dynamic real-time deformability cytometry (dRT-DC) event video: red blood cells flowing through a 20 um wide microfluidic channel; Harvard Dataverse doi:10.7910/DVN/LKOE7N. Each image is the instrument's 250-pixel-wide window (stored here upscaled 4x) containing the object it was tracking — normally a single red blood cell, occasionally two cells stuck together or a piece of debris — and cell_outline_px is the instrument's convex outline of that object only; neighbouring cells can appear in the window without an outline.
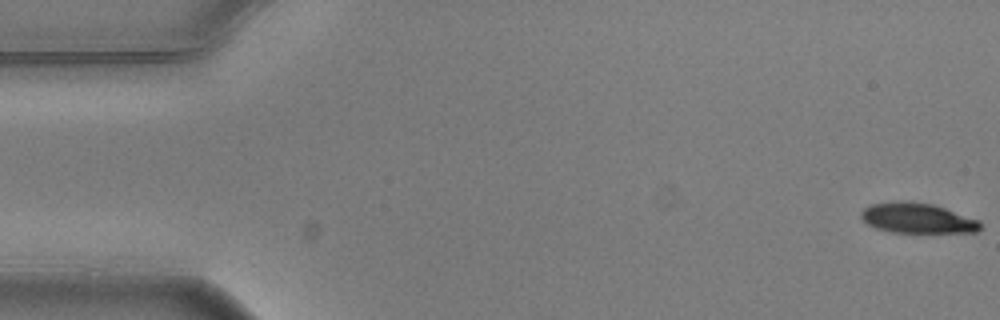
{"species": "common noctule bat (a hibernating species)", "species_latin": "Nyctalus noctula", "temperature_condition": "warm", "stored_images_in_passage": 5, "camera_frame_rate_fps": 3000, "um_per_image_px": 0.085, "animal": {"sex": "male", "body_mass_g": 20.5, "forearm_length_mm": 52.5}, "frame": {"image": 1, "passage_image": 1, "time_ms": 0.0, "image_size_px": [1000, 320], "cell_outline_px": [[980, 228], [976, 232], [892, 232], [876, 228], [868, 224], [860, 216], [860, 212], [864, 208], [872, 204], [892, 200], [908, 200], [932, 204], [980, 220]], "centroid_in_image_um": [77.94, 18.52], "position_along_channel_um": 7.1, "area_um2": 20.98}}
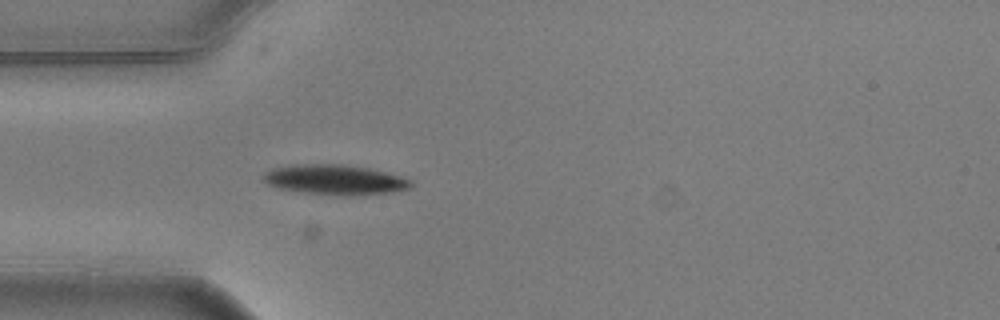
{"frame": {"image": 2, "passage_image": 5, "time_ms": 1.333, "image_size_px": [1000, 320], "cell_outline_px": [[412, 188], [392, 192], [352, 196], [340, 196], [300, 192], [276, 188], [260, 180], [260, 176], [264, 172], [272, 168], [288, 164], [344, 164], [368, 168], [400, 176], [412, 180]], "centroid_in_image_um": [28.39, 15.28], "position_along_channel_um": 56.6, "area_um2": 26.41}}